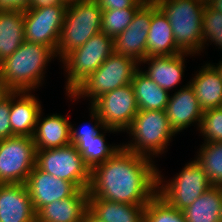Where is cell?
<instances>
[{
    "label": "cell",
    "instance_id": "obj_1",
    "mask_svg": "<svg viewBox=\"0 0 222 222\" xmlns=\"http://www.w3.org/2000/svg\"><path fill=\"white\" fill-rule=\"evenodd\" d=\"M146 156L122 148L91 169L89 198L147 205L157 194V167Z\"/></svg>",
    "mask_w": 222,
    "mask_h": 222
},
{
    "label": "cell",
    "instance_id": "obj_2",
    "mask_svg": "<svg viewBox=\"0 0 222 222\" xmlns=\"http://www.w3.org/2000/svg\"><path fill=\"white\" fill-rule=\"evenodd\" d=\"M55 57L50 47L25 40L0 62V81L7 91L31 92L41 84L47 63Z\"/></svg>",
    "mask_w": 222,
    "mask_h": 222
},
{
    "label": "cell",
    "instance_id": "obj_3",
    "mask_svg": "<svg viewBox=\"0 0 222 222\" xmlns=\"http://www.w3.org/2000/svg\"><path fill=\"white\" fill-rule=\"evenodd\" d=\"M155 3L169 20L177 48L192 55L203 51L202 17L205 4L200 0H155Z\"/></svg>",
    "mask_w": 222,
    "mask_h": 222
},
{
    "label": "cell",
    "instance_id": "obj_4",
    "mask_svg": "<svg viewBox=\"0 0 222 222\" xmlns=\"http://www.w3.org/2000/svg\"><path fill=\"white\" fill-rule=\"evenodd\" d=\"M126 132L133 136L132 141L122 147L150 159L153 155L163 154L171 137L176 134L163 110L138 111Z\"/></svg>",
    "mask_w": 222,
    "mask_h": 222
},
{
    "label": "cell",
    "instance_id": "obj_5",
    "mask_svg": "<svg viewBox=\"0 0 222 222\" xmlns=\"http://www.w3.org/2000/svg\"><path fill=\"white\" fill-rule=\"evenodd\" d=\"M102 9L95 0L68 4L55 55L61 60L101 32Z\"/></svg>",
    "mask_w": 222,
    "mask_h": 222
},
{
    "label": "cell",
    "instance_id": "obj_6",
    "mask_svg": "<svg viewBox=\"0 0 222 222\" xmlns=\"http://www.w3.org/2000/svg\"><path fill=\"white\" fill-rule=\"evenodd\" d=\"M133 58L113 52L102 65L81 82L68 96L76 99L90 97L92 103L97 97L116 88L130 84L139 68Z\"/></svg>",
    "mask_w": 222,
    "mask_h": 222
},
{
    "label": "cell",
    "instance_id": "obj_7",
    "mask_svg": "<svg viewBox=\"0 0 222 222\" xmlns=\"http://www.w3.org/2000/svg\"><path fill=\"white\" fill-rule=\"evenodd\" d=\"M113 52V38L99 32L60 60L68 74L65 86L67 95L95 72Z\"/></svg>",
    "mask_w": 222,
    "mask_h": 222
},
{
    "label": "cell",
    "instance_id": "obj_8",
    "mask_svg": "<svg viewBox=\"0 0 222 222\" xmlns=\"http://www.w3.org/2000/svg\"><path fill=\"white\" fill-rule=\"evenodd\" d=\"M35 166L56 178L72 182L79 190H88L91 169L73 144L36 151Z\"/></svg>",
    "mask_w": 222,
    "mask_h": 222
},
{
    "label": "cell",
    "instance_id": "obj_9",
    "mask_svg": "<svg viewBox=\"0 0 222 222\" xmlns=\"http://www.w3.org/2000/svg\"><path fill=\"white\" fill-rule=\"evenodd\" d=\"M157 171V194L168 204L182 211L193 204L212 184L196 160L185 164L181 172L167 184Z\"/></svg>",
    "mask_w": 222,
    "mask_h": 222
},
{
    "label": "cell",
    "instance_id": "obj_10",
    "mask_svg": "<svg viewBox=\"0 0 222 222\" xmlns=\"http://www.w3.org/2000/svg\"><path fill=\"white\" fill-rule=\"evenodd\" d=\"M35 161L33 137L14 135L0 140V184L25 183Z\"/></svg>",
    "mask_w": 222,
    "mask_h": 222
},
{
    "label": "cell",
    "instance_id": "obj_11",
    "mask_svg": "<svg viewBox=\"0 0 222 222\" xmlns=\"http://www.w3.org/2000/svg\"><path fill=\"white\" fill-rule=\"evenodd\" d=\"M91 107L105 127L118 132L125 131L139 111L131 83L100 95L91 103Z\"/></svg>",
    "mask_w": 222,
    "mask_h": 222
},
{
    "label": "cell",
    "instance_id": "obj_12",
    "mask_svg": "<svg viewBox=\"0 0 222 222\" xmlns=\"http://www.w3.org/2000/svg\"><path fill=\"white\" fill-rule=\"evenodd\" d=\"M68 5H52L24 11V38L56 51Z\"/></svg>",
    "mask_w": 222,
    "mask_h": 222
},
{
    "label": "cell",
    "instance_id": "obj_13",
    "mask_svg": "<svg viewBox=\"0 0 222 222\" xmlns=\"http://www.w3.org/2000/svg\"><path fill=\"white\" fill-rule=\"evenodd\" d=\"M152 19V2L144 3L134 14L132 22L113 39L114 52L133 58L137 63L147 57V36Z\"/></svg>",
    "mask_w": 222,
    "mask_h": 222
},
{
    "label": "cell",
    "instance_id": "obj_14",
    "mask_svg": "<svg viewBox=\"0 0 222 222\" xmlns=\"http://www.w3.org/2000/svg\"><path fill=\"white\" fill-rule=\"evenodd\" d=\"M25 184L35 213L53 201L72 197L79 190L72 182L56 178L36 166L32 169Z\"/></svg>",
    "mask_w": 222,
    "mask_h": 222
},
{
    "label": "cell",
    "instance_id": "obj_15",
    "mask_svg": "<svg viewBox=\"0 0 222 222\" xmlns=\"http://www.w3.org/2000/svg\"><path fill=\"white\" fill-rule=\"evenodd\" d=\"M36 213L25 183L0 184V222H34Z\"/></svg>",
    "mask_w": 222,
    "mask_h": 222
},
{
    "label": "cell",
    "instance_id": "obj_16",
    "mask_svg": "<svg viewBox=\"0 0 222 222\" xmlns=\"http://www.w3.org/2000/svg\"><path fill=\"white\" fill-rule=\"evenodd\" d=\"M165 111L171 128L176 134L195 122H198L197 128H200L203 110L190 84L169 96Z\"/></svg>",
    "mask_w": 222,
    "mask_h": 222
},
{
    "label": "cell",
    "instance_id": "obj_17",
    "mask_svg": "<svg viewBox=\"0 0 222 222\" xmlns=\"http://www.w3.org/2000/svg\"><path fill=\"white\" fill-rule=\"evenodd\" d=\"M29 93V91H11L9 119L13 135L33 137L42 108L35 95Z\"/></svg>",
    "mask_w": 222,
    "mask_h": 222
},
{
    "label": "cell",
    "instance_id": "obj_18",
    "mask_svg": "<svg viewBox=\"0 0 222 222\" xmlns=\"http://www.w3.org/2000/svg\"><path fill=\"white\" fill-rule=\"evenodd\" d=\"M88 190H78L72 197L53 201L36 213L38 222H81L88 210Z\"/></svg>",
    "mask_w": 222,
    "mask_h": 222
},
{
    "label": "cell",
    "instance_id": "obj_19",
    "mask_svg": "<svg viewBox=\"0 0 222 222\" xmlns=\"http://www.w3.org/2000/svg\"><path fill=\"white\" fill-rule=\"evenodd\" d=\"M182 53L176 46L173 30L167 16L152 2V19L147 36V57Z\"/></svg>",
    "mask_w": 222,
    "mask_h": 222
},
{
    "label": "cell",
    "instance_id": "obj_20",
    "mask_svg": "<svg viewBox=\"0 0 222 222\" xmlns=\"http://www.w3.org/2000/svg\"><path fill=\"white\" fill-rule=\"evenodd\" d=\"M40 112L33 134L36 151L64 147L70 142V121L63 115L52 114L42 119ZM42 120V122H41Z\"/></svg>",
    "mask_w": 222,
    "mask_h": 222
},
{
    "label": "cell",
    "instance_id": "obj_21",
    "mask_svg": "<svg viewBox=\"0 0 222 222\" xmlns=\"http://www.w3.org/2000/svg\"><path fill=\"white\" fill-rule=\"evenodd\" d=\"M191 55L180 53L168 56L146 57L141 63L150 65L148 70L143 71L151 80L164 90L170 91L182 80L184 72V56Z\"/></svg>",
    "mask_w": 222,
    "mask_h": 222
},
{
    "label": "cell",
    "instance_id": "obj_22",
    "mask_svg": "<svg viewBox=\"0 0 222 222\" xmlns=\"http://www.w3.org/2000/svg\"><path fill=\"white\" fill-rule=\"evenodd\" d=\"M189 82L203 111L222 107V78L215 67L206 63Z\"/></svg>",
    "mask_w": 222,
    "mask_h": 222
},
{
    "label": "cell",
    "instance_id": "obj_23",
    "mask_svg": "<svg viewBox=\"0 0 222 222\" xmlns=\"http://www.w3.org/2000/svg\"><path fill=\"white\" fill-rule=\"evenodd\" d=\"M145 206L88 199V210L103 222H144Z\"/></svg>",
    "mask_w": 222,
    "mask_h": 222
},
{
    "label": "cell",
    "instance_id": "obj_24",
    "mask_svg": "<svg viewBox=\"0 0 222 222\" xmlns=\"http://www.w3.org/2000/svg\"><path fill=\"white\" fill-rule=\"evenodd\" d=\"M131 85L134 90L139 111L166 110L169 92L158 86L143 70L135 71Z\"/></svg>",
    "mask_w": 222,
    "mask_h": 222
},
{
    "label": "cell",
    "instance_id": "obj_25",
    "mask_svg": "<svg viewBox=\"0 0 222 222\" xmlns=\"http://www.w3.org/2000/svg\"><path fill=\"white\" fill-rule=\"evenodd\" d=\"M24 11H0V62L11 56L25 41Z\"/></svg>",
    "mask_w": 222,
    "mask_h": 222
},
{
    "label": "cell",
    "instance_id": "obj_26",
    "mask_svg": "<svg viewBox=\"0 0 222 222\" xmlns=\"http://www.w3.org/2000/svg\"><path fill=\"white\" fill-rule=\"evenodd\" d=\"M222 186L212 185L182 210L186 222H221Z\"/></svg>",
    "mask_w": 222,
    "mask_h": 222
},
{
    "label": "cell",
    "instance_id": "obj_27",
    "mask_svg": "<svg viewBox=\"0 0 222 222\" xmlns=\"http://www.w3.org/2000/svg\"><path fill=\"white\" fill-rule=\"evenodd\" d=\"M105 140L104 134L99 133L95 136V138L78 139L73 144L90 169L113 157L120 149L123 148L120 145H106Z\"/></svg>",
    "mask_w": 222,
    "mask_h": 222
},
{
    "label": "cell",
    "instance_id": "obj_28",
    "mask_svg": "<svg viewBox=\"0 0 222 222\" xmlns=\"http://www.w3.org/2000/svg\"><path fill=\"white\" fill-rule=\"evenodd\" d=\"M196 162L207 173L212 185L222 186V142H204Z\"/></svg>",
    "mask_w": 222,
    "mask_h": 222
},
{
    "label": "cell",
    "instance_id": "obj_29",
    "mask_svg": "<svg viewBox=\"0 0 222 222\" xmlns=\"http://www.w3.org/2000/svg\"><path fill=\"white\" fill-rule=\"evenodd\" d=\"M144 222H186L183 212L156 194L145 206Z\"/></svg>",
    "mask_w": 222,
    "mask_h": 222
},
{
    "label": "cell",
    "instance_id": "obj_30",
    "mask_svg": "<svg viewBox=\"0 0 222 222\" xmlns=\"http://www.w3.org/2000/svg\"><path fill=\"white\" fill-rule=\"evenodd\" d=\"M138 9L139 8L103 10L101 32L114 39L129 26Z\"/></svg>",
    "mask_w": 222,
    "mask_h": 222
},
{
    "label": "cell",
    "instance_id": "obj_31",
    "mask_svg": "<svg viewBox=\"0 0 222 222\" xmlns=\"http://www.w3.org/2000/svg\"><path fill=\"white\" fill-rule=\"evenodd\" d=\"M199 130L204 142H222V107L203 111Z\"/></svg>",
    "mask_w": 222,
    "mask_h": 222
},
{
    "label": "cell",
    "instance_id": "obj_32",
    "mask_svg": "<svg viewBox=\"0 0 222 222\" xmlns=\"http://www.w3.org/2000/svg\"><path fill=\"white\" fill-rule=\"evenodd\" d=\"M91 109V116L93 119H95L94 125H87L85 124L81 128H73V125L70 124V142L71 144H74L78 139H89V138H95L96 135L100 133V129L105 131H112L118 132L115 129L105 127L104 123L102 122V119L99 117L98 113L90 106ZM100 128V129H99ZM99 129V130H98Z\"/></svg>",
    "mask_w": 222,
    "mask_h": 222
},
{
    "label": "cell",
    "instance_id": "obj_33",
    "mask_svg": "<svg viewBox=\"0 0 222 222\" xmlns=\"http://www.w3.org/2000/svg\"><path fill=\"white\" fill-rule=\"evenodd\" d=\"M222 31V13L215 10L211 5H205L202 17L203 41L213 32Z\"/></svg>",
    "mask_w": 222,
    "mask_h": 222
},
{
    "label": "cell",
    "instance_id": "obj_34",
    "mask_svg": "<svg viewBox=\"0 0 222 222\" xmlns=\"http://www.w3.org/2000/svg\"><path fill=\"white\" fill-rule=\"evenodd\" d=\"M11 91L0 97V140L14 136L10 125Z\"/></svg>",
    "mask_w": 222,
    "mask_h": 222
},
{
    "label": "cell",
    "instance_id": "obj_35",
    "mask_svg": "<svg viewBox=\"0 0 222 222\" xmlns=\"http://www.w3.org/2000/svg\"><path fill=\"white\" fill-rule=\"evenodd\" d=\"M103 10L140 8L144 3L139 0H95Z\"/></svg>",
    "mask_w": 222,
    "mask_h": 222
},
{
    "label": "cell",
    "instance_id": "obj_36",
    "mask_svg": "<svg viewBox=\"0 0 222 222\" xmlns=\"http://www.w3.org/2000/svg\"><path fill=\"white\" fill-rule=\"evenodd\" d=\"M31 0H0V11L28 9Z\"/></svg>",
    "mask_w": 222,
    "mask_h": 222
},
{
    "label": "cell",
    "instance_id": "obj_37",
    "mask_svg": "<svg viewBox=\"0 0 222 222\" xmlns=\"http://www.w3.org/2000/svg\"><path fill=\"white\" fill-rule=\"evenodd\" d=\"M52 5H68V4L64 3L63 0H31L28 9H37Z\"/></svg>",
    "mask_w": 222,
    "mask_h": 222
},
{
    "label": "cell",
    "instance_id": "obj_38",
    "mask_svg": "<svg viewBox=\"0 0 222 222\" xmlns=\"http://www.w3.org/2000/svg\"><path fill=\"white\" fill-rule=\"evenodd\" d=\"M206 41H212L214 42L216 46H219L220 49L222 50V31H213L204 41H203V47L205 46L204 44H207Z\"/></svg>",
    "mask_w": 222,
    "mask_h": 222
},
{
    "label": "cell",
    "instance_id": "obj_39",
    "mask_svg": "<svg viewBox=\"0 0 222 222\" xmlns=\"http://www.w3.org/2000/svg\"><path fill=\"white\" fill-rule=\"evenodd\" d=\"M81 222H103L100 219H98L96 216H94L89 210H87L83 216V219Z\"/></svg>",
    "mask_w": 222,
    "mask_h": 222
},
{
    "label": "cell",
    "instance_id": "obj_40",
    "mask_svg": "<svg viewBox=\"0 0 222 222\" xmlns=\"http://www.w3.org/2000/svg\"><path fill=\"white\" fill-rule=\"evenodd\" d=\"M210 5L222 13V0H214Z\"/></svg>",
    "mask_w": 222,
    "mask_h": 222
},
{
    "label": "cell",
    "instance_id": "obj_41",
    "mask_svg": "<svg viewBox=\"0 0 222 222\" xmlns=\"http://www.w3.org/2000/svg\"><path fill=\"white\" fill-rule=\"evenodd\" d=\"M215 69L219 72L220 77L222 78V61L217 64V66L213 65Z\"/></svg>",
    "mask_w": 222,
    "mask_h": 222
},
{
    "label": "cell",
    "instance_id": "obj_42",
    "mask_svg": "<svg viewBox=\"0 0 222 222\" xmlns=\"http://www.w3.org/2000/svg\"><path fill=\"white\" fill-rule=\"evenodd\" d=\"M6 92L7 90L5 89L4 85L0 81V97H2Z\"/></svg>",
    "mask_w": 222,
    "mask_h": 222
},
{
    "label": "cell",
    "instance_id": "obj_43",
    "mask_svg": "<svg viewBox=\"0 0 222 222\" xmlns=\"http://www.w3.org/2000/svg\"><path fill=\"white\" fill-rule=\"evenodd\" d=\"M81 1H86V0H63V2L66 3V4L81 2Z\"/></svg>",
    "mask_w": 222,
    "mask_h": 222
},
{
    "label": "cell",
    "instance_id": "obj_44",
    "mask_svg": "<svg viewBox=\"0 0 222 222\" xmlns=\"http://www.w3.org/2000/svg\"><path fill=\"white\" fill-rule=\"evenodd\" d=\"M205 5H210L214 0H200Z\"/></svg>",
    "mask_w": 222,
    "mask_h": 222
},
{
    "label": "cell",
    "instance_id": "obj_45",
    "mask_svg": "<svg viewBox=\"0 0 222 222\" xmlns=\"http://www.w3.org/2000/svg\"><path fill=\"white\" fill-rule=\"evenodd\" d=\"M139 1H141V2H143V3H151V2H153V1H155V0H139Z\"/></svg>",
    "mask_w": 222,
    "mask_h": 222
},
{
    "label": "cell",
    "instance_id": "obj_46",
    "mask_svg": "<svg viewBox=\"0 0 222 222\" xmlns=\"http://www.w3.org/2000/svg\"><path fill=\"white\" fill-rule=\"evenodd\" d=\"M221 222H222V204H221Z\"/></svg>",
    "mask_w": 222,
    "mask_h": 222
}]
</instances>
